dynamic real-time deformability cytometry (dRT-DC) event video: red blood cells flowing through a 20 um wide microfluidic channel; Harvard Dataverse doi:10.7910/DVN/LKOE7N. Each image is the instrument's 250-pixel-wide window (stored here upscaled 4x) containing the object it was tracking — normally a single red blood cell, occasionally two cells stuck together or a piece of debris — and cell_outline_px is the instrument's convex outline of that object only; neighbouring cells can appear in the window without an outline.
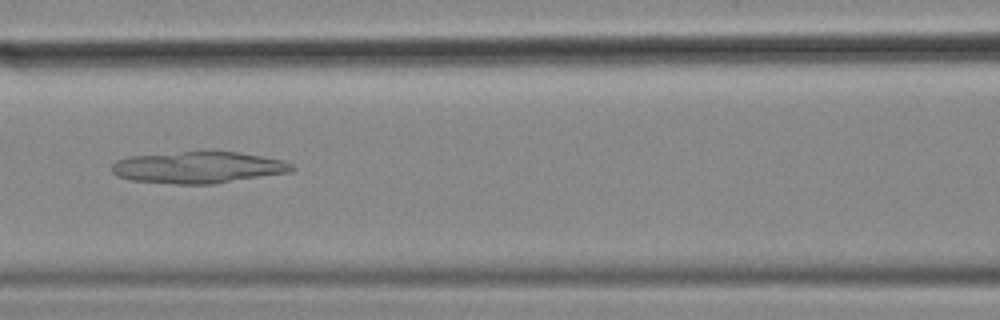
{"species": "common noctule bat (a hibernating species)", "species_latin": "Nyctalus noctula", "temperature_condition": "cold", "stored_images_in_passage": 56, "camera_frame_rate_fps": 3000, "um_per_image_px": 0.085, "animal": {"sex": "female", "body_mass_g": 18.4}, "frame": {"image": 1, "passage_image": 24, "time_ms": 7.667, "image_size_px": [1000, 320], "cell_outline_px": [[296, 168], [292, 172], [212, 184], [176, 184], [132, 180], [116, 176], [112, 172], [112, 164], [116, 160], [128, 156], [180, 152], [240, 152], [280, 160], [292, 164]], "centroid_in_image_um": [16.83, 14.24], "position_along_channel_um": 149.8, "area_um2": 33.06}}
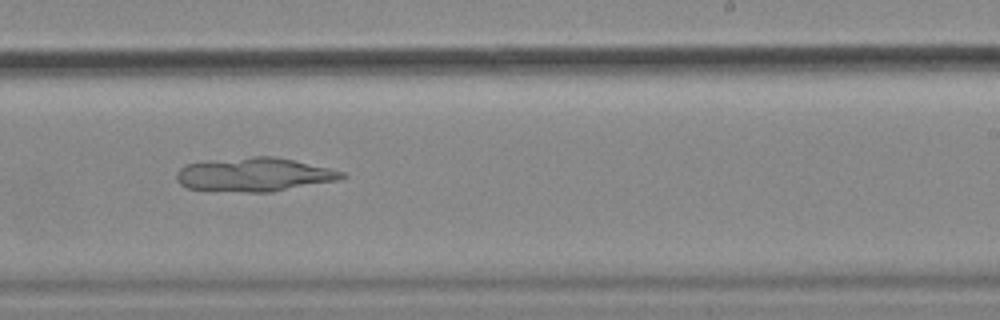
{"frame": {"image": 2, "passage_image": 34, "time_ms": 11.0, "image_size_px": [1000, 320], "cell_outline_px": [[348, 176], [336, 180], [272, 192], [244, 192], [188, 188], [180, 184], [176, 180], [176, 172], [184, 164], [208, 160], [252, 156], [276, 156], [328, 168], [344, 172]], "centroid_in_image_um": [21.57, 14.83], "position_along_channel_um": 267.4, "area_um2": 32.54}}
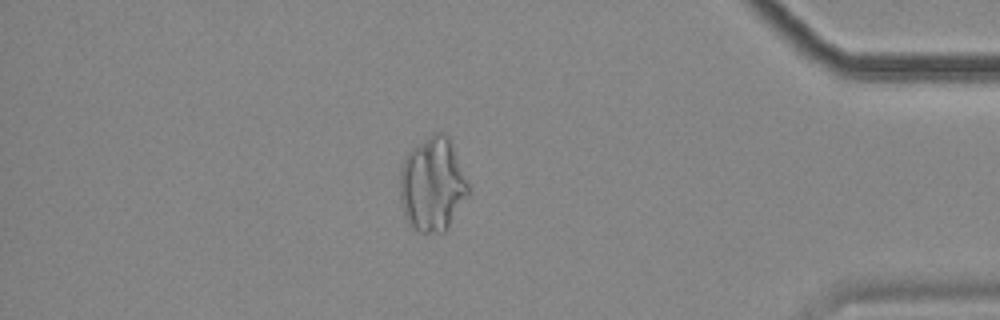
{"frame": {"image": 3, "passage_image": 48, "time_ms": 15.667, "image_size_px": [1000, 320], "cell_outline_px": [[468, 192], [448, 228], [444, 232], [420, 232], [408, 224], [400, 200], [400, 172], [404, 160], [432, 132], [444, 132], [448, 136], [468, 184]], "centroid_in_image_um": [36.75, 15.71], "position_along_channel_um": 398.5, "area_um2": 36.47}}